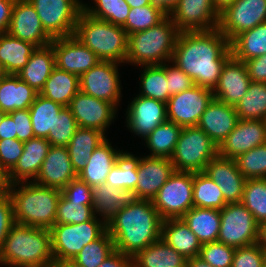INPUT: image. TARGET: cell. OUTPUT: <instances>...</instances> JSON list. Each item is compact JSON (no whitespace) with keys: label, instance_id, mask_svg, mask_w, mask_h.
Listing matches in <instances>:
<instances>
[{"label":"cell","instance_id":"cell-1","mask_svg":"<svg viewBox=\"0 0 266 267\" xmlns=\"http://www.w3.org/2000/svg\"><path fill=\"white\" fill-rule=\"evenodd\" d=\"M232 56L229 40L214 29L179 32L171 62L203 88L214 91L226 61Z\"/></svg>","mask_w":266,"mask_h":267},{"label":"cell","instance_id":"cell-2","mask_svg":"<svg viewBox=\"0 0 266 267\" xmlns=\"http://www.w3.org/2000/svg\"><path fill=\"white\" fill-rule=\"evenodd\" d=\"M162 222L152 200L139 199L122 207L106 226L115 250L134 257L161 238Z\"/></svg>","mask_w":266,"mask_h":267},{"label":"cell","instance_id":"cell-3","mask_svg":"<svg viewBox=\"0 0 266 267\" xmlns=\"http://www.w3.org/2000/svg\"><path fill=\"white\" fill-rule=\"evenodd\" d=\"M54 263L49 229L15 223L0 251V264L9 267H51Z\"/></svg>","mask_w":266,"mask_h":267},{"label":"cell","instance_id":"cell-4","mask_svg":"<svg viewBox=\"0 0 266 267\" xmlns=\"http://www.w3.org/2000/svg\"><path fill=\"white\" fill-rule=\"evenodd\" d=\"M8 192L15 223L49 230L53 227L61 190L28 181L9 184Z\"/></svg>","mask_w":266,"mask_h":267},{"label":"cell","instance_id":"cell-5","mask_svg":"<svg viewBox=\"0 0 266 267\" xmlns=\"http://www.w3.org/2000/svg\"><path fill=\"white\" fill-rule=\"evenodd\" d=\"M179 32L166 16L157 25L128 35L126 63L141 67L170 62Z\"/></svg>","mask_w":266,"mask_h":267},{"label":"cell","instance_id":"cell-6","mask_svg":"<svg viewBox=\"0 0 266 267\" xmlns=\"http://www.w3.org/2000/svg\"><path fill=\"white\" fill-rule=\"evenodd\" d=\"M74 36L101 61L126 64L128 35L123 27L94 18L82 10Z\"/></svg>","mask_w":266,"mask_h":267},{"label":"cell","instance_id":"cell-7","mask_svg":"<svg viewBox=\"0 0 266 267\" xmlns=\"http://www.w3.org/2000/svg\"><path fill=\"white\" fill-rule=\"evenodd\" d=\"M218 146L198 126L182 127L170 160L175 171L204 172Z\"/></svg>","mask_w":266,"mask_h":267},{"label":"cell","instance_id":"cell-8","mask_svg":"<svg viewBox=\"0 0 266 267\" xmlns=\"http://www.w3.org/2000/svg\"><path fill=\"white\" fill-rule=\"evenodd\" d=\"M98 217L79 224H54L50 229L54 261L73 259L82 248L98 239L106 223Z\"/></svg>","mask_w":266,"mask_h":267},{"label":"cell","instance_id":"cell-9","mask_svg":"<svg viewBox=\"0 0 266 267\" xmlns=\"http://www.w3.org/2000/svg\"><path fill=\"white\" fill-rule=\"evenodd\" d=\"M193 172L175 171L152 199L163 220L179 219L193 207Z\"/></svg>","mask_w":266,"mask_h":267},{"label":"cell","instance_id":"cell-10","mask_svg":"<svg viewBox=\"0 0 266 267\" xmlns=\"http://www.w3.org/2000/svg\"><path fill=\"white\" fill-rule=\"evenodd\" d=\"M220 230L217 241L235 248L258 243L259 224L241 203H228L220 210Z\"/></svg>","mask_w":266,"mask_h":267},{"label":"cell","instance_id":"cell-11","mask_svg":"<svg viewBox=\"0 0 266 267\" xmlns=\"http://www.w3.org/2000/svg\"><path fill=\"white\" fill-rule=\"evenodd\" d=\"M35 8L41 24L52 38L73 36L83 10L80 0H28Z\"/></svg>","mask_w":266,"mask_h":267},{"label":"cell","instance_id":"cell-12","mask_svg":"<svg viewBox=\"0 0 266 267\" xmlns=\"http://www.w3.org/2000/svg\"><path fill=\"white\" fill-rule=\"evenodd\" d=\"M213 98L212 90L199 85L171 96L166 102L168 121L181 127L197 126Z\"/></svg>","mask_w":266,"mask_h":267},{"label":"cell","instance_id":"cell-13","mask_svg":"<svg viewBox=\"0 0 266 267\" xmlns=\"http://www.w3.org/2000/svg\"><path fill=\"white\" fill-rule=\"evenodd\" d=\"M120 63L100 61L79 77L80 91L112 103L116 108L121 101Z\"/></svg>","mask_w":266,"mask_h":267},{"label":"cell","instance_id":"cell-14","mask_svg":"<svg viewBox=\"0 0 266 267\" xmlns=\"http://www.w3.org/2000/svg\"><path fill=\"white\" fill-rule=\"evenodd\" d=\"M266 22V0H236L220 13L218 29L231 42L237 35Z\"/></svg>","mask_w":266,"mask_h":267},{"label":"cell","instance_id":"cell-15","mask_svg":"<svg viewBox=\"0 0 266 267\" xmlns=\"http://www.w3.org/2000/svg\"><path fill=\"white\" fill-rule=\"evenodd\" d=\"M68 108L75 117L78 127L97 129L105 135L118 110L112 103L81 91L71 99Z\"/></svg>","mask_w":266,"mask_h":267},{"label":"cell","instance_id":"cell-16","mask_svg":"<svg viewBox=\"0 0 266 267\" xmlns=\"http://www.w3.org/2000/svg\"><path fill=\"white\" fill-rule=\"evenodd\" d=\"M170 17L180 32L218 28L220 14L213 0H180Z\"/></svg>","mask_w":266,"mask_h":267},{"label":"cell","instance_id":"cell-17","mask_svg":"<svg viewBox=\"0 0 266 267\" xmlns=\"http://www.w3.org/2000/svg\"><path fill=\"white\" fill-rule=\"evenodd\" d=\"M125 115L127 128L142 139L168 121L165 102L140 95L129 103Z\"/></svg>","mask_w":266,"mask_h":267},{"label":"cell","instance_id":"cell-18","mask_svg":"<svg viewBox=\"0 0 266 267\" xmlns=\"http://www.w3.org/2000/svg\"><path fill=\"white\" fill-rule=\"evenodd\" d=\"M51 45L55 52V65L58 69L80 77L101 60L75 36L53 38Z\"/></svg>","mask_w":266,"mask_h":267},{"label":"cell","instance_id":"cell-19","mask_svg":"<svg viewBox=\"0 0 266 267\" xmlns=\"http://www.w3.org/2000/svg\"><path fill=\"white\" fill-rule=\"evenodd\" d=\"M7 33L36 47L51 44L53 38L45 31L34 6L28 0H16Z\"/></svg>","mask_w":266,"mask_h":267},{"label":"cell","instance_id":"cell-20","mask_svg":"<svg viewBox=\"0 0 266 267\" xmlns=\"http://www.w3.org/2000/svg\"><path fill=\"white\" fill-rule=\"evenodd\" d=\"M266 143V120H238L236 127L218 147V155L235 159Z\"/></svg>","mask_w":266,"mask_h":267},{"label":"cell","instance_id":"cell-21","mask_svg":"<svg viewBox=\"0 0 266 267\" xmlns=\"http://www.w3.org/2000/svg\"><path fill=\"white\" fill-rule=\"evenodd\" d=\"M204 173L218 185L226 204L241 202L247 179L238 170L234 159L217 155L209 161Z\"/></svg>","mask_w":266,"mask_h":267},{"label":"cell","instance_id":"cell-22","mask_svg":"<svg viewBox=\"0 0 266 267\" xmlns=\"http://www.w3.org/2000/svg\"><path fill=\"white\" fill-rule=\"evenodd\" d=\"M174 172L173 164L168 158L140 157L135 187L138 198L152 200Z\"/></svg>","mask_w":266,"mask_h":267},{"label":"cell","instance_id":"cell-23","mask_svg":"<svg viewBox=\"0 0 266 267\" xmlns=\"http://www.w3.org/2000/svg\"><path fill=\"white\" fill-rule=\"evenodd\" d=\"M77 173L72 167L66 146H50L35 183L62 190Z\"/></svg>","mask_w":266,"mask_h":267},{"label":"cell","instance_id":"cell-24","mask_svg":"<svg viewBox=\"0 0 266 267\" xmlns=\"http://www.w3.org/2000/svg\"><path fill=\"white\" fill-rule=\"evenodd\" d=\"M250 83L245 63L231 56L223 66L218 85L213 91L214 98L236 106L246 94Z\"/></svg>","mask_w":266,"mask_h":267},{"label":"cell","instance_id":"cell-25","mask_svg":"<svg viewBox=\"0 0 266 267\" xmlns=\"http://www.w3.org/2000/svg\"><path fill=\"white\" fill-rule=\"evenodd\" d=\"M238 120L235 106L213 98L203 112L197 126L219 147L236 127Z\"/></svg>","mask_w":266,"mask_h":267},{"label":"cell","instance_id":"cell-26","mask_svg":"<svg viewBox=\"0 0 266 267\" xmlns=\"http://www.w3.org/2000/svg\"><path fill=\"white\" fill-rule=\"evenodd\" d=\"M50 146V142L46 138L35 137L25 141L21 157L7 174L9 184L28 182V180L34 182Z\"/></svg>","mask_w":266,"mask_h":267},{"label":"cell","instance_id":"cell-27","mask_svg":"<svg viewBox=\"0 0 266 267\" xmlns=\"http://www.w3.org/2000/svg\"><path fill=\"white\" fill-rule=\"evenodd\" d=\"M92 197L94 216H102V220L106 224L122 207L134 204L139 200L134 189L113 188L106 182L92 188Z\"/></svg>","mask_w":266,"mask_h":267},{"label":"cell","instance_id":"cell-28","mask_svg":"<svg viewBox=\"0 0 266 267\" xmlns=\"http://www.w3.org/2000/svg\"><path fill=\"white\" fill-rule=\"evenodd\" d=\"M120 150L113 148L106 138L93 151L87 160L86 166L77 174V177L92 188L106 181L107 175L115 165Z\"/></svg>","mask_w":266,"mask_h":267},{"label":"cell","instance_id":"cell-29","mask_svg":"<svg viewBox=\"0 0 266 267\" xmlns=\"http://www.w3.org/2000/svg\"><path fill=\"white\" fill-rule=\"evenodd\" d=\"M55 67V52L52 45L49 44L37 47L33 51L28 63L18 73V76L37 93H40Z\"/></svg>","mask_w":266,"mask_h":267},{"label":"cell","instance_id":"cell-30","mask_svg":"<svg viewBox=\"0 0 266 267\" xmlns=\"http://www.w3.org/2000/svg\"><path fill=\"white\" fill-rule=\"evenodd\" d=\"M37 94L18 75L7 74L0 80V110L8 114L15 110L29 109Z\"/></svg>","mask_w":266,"mask_h":267},{"label":"cell","instance_id":"cell-31","mask_svg":"<svg viewBox=\"0 0 266 267\" xmlns=\"http://www.w3.org/2000/svg\"><path fill=\"white\" fill-rule=\"evenodd\" d=\"M161 239L186 259L199 256L202 244L181 218L163 220Z\"/></svg>","mask_w":266,"mask_h":267},{"label":"cell","instance_id":"cell-32","mask_svg":"<svg viewBox=\"0 0 266 267\" xmlns=\"http://www.w3.org/2000/svg\"><path fill=\"white\" fill-rule=\"evenodd\" d=\"M181 219L201 244L217 241L221 224L220 210L192 207Z\"/></svg>","mask_w":266,"mask_h":267},{"label":"cell","instance_id":"cell-33","mask_svg":"<svg viewBox=\"0 0 266 267\" xmlns=\"http://www.w3.org/2000/svg\"><path fill=\"white\" fill-rule=\"evenodd\" d=\"M36 48L32 43L13 37L7 32L0 33V64L7 74L18 75Z\"/></svg>","mask_w":266,"mask_h":267},{"label":"cell","instance_id":"cell-34","mask_svg":"<svg viewBox=\"0 0 266 267\" xmlns=\"http://www.w3.org/2000/svg\"><path fill=\"white\" fill-rule=\"evenodd\" d=\"M106 139V135L93 128L78 127L66 146L74 171L78 174L91 157L98 145Z\"/></svg>","mask_w":266,"mask_h":267},{"label":"cell","instance_id":"cell-35","mask_svg":"<svg viewBox=\"0 0 266 267\" xmlns=\"http://www.w3.org/2000/svg\"><path fill=\"white\" fill-rule=\"evenodd\" d=\"M134 267H186L187 259L163 239L150 244L134 257Z\"/></svg>","mask_w":266,"mask_h":267},{"label":"cell","instance_id":"cell-36","mask_svg":"<svg viewBox=\"0 0 266 267\" xmlns=\"http://www.w3.org/2000/svg\"><path fill=\"white\" fill-rule=\"evenodd\" d=\"M79 84L77 75L55 67L39 94L68 107L71 99L80 91Z\"/></svg>","mask_w":266,"mask_h":267},{"label":"cell","instance_id":"cell-37","mask_svg":"<svg viewBox=\"0 0 266 267\" xmlns=\"http://www.w3.org/2000/svg\"><path fill=\"white\" fill-rule=\"evenodd\" d=\"M230 49L232 56L243 62L266 54V22L237 35Z\"/></svg>","mask_w":266,"mask_h":267},{"label":"cell","instance_id":"cell-38","mask_svg":"<svg viewBox=\"0 0 266 267\" xmlns=\"http://www.w3.org/2000/svg\"><path fill=\"white\" fill-rule=\"evenodd\" d=\"M62 108V105L37 94L34 103L29 107L35 137H48L49 131H53L56 116H59Z\"/></svg>","mask_w":266,"mask_h":267},{"label":"cell","instance_id":"cell-39","mask_svg":"<svg viewBox=\"0 0 266 267\" xmlns=\"http://www.w3.org/2000/svg\"><path fill=\"white\" fill-rule=\"evenodd\" d=\"M182 127L173 122L166 121L158 125L147 137L144 138L146 147L150 150L151 157L170 159L173 155Z\"/></svg>","mask_w":266,"mask_h":267},{"label":"cell","instance_id":"cell-40","mask_svg":"<svg viewBox=\"0 0 266 267\" xmlns=\"http://www.w3.org/2000/svg\"><path fill=\"white\" fill-rule=\"evenodd\" d=\"M140 157L122 150L116 157L115 165L107 175L106 183L113 188L134 189L138 181Z\"/></svg>","mask_w":266,"mask_h":267},{"label":"cell","instance_id":"cell-41","mask_svg":"<svg viewBox=\"0 0 266 267\" xmlns=\"http://www.w3.org/2000/svg\"><path fill=\"white\" fill-rule=\"evenodd\" d=\"M235 109L241 120H266V83L251 81Z\"/></svg>","mask_w":266,"mask_h":267},{"label":"cell","instance_id":"cell-42","mask_svg":"<svg viewBox=\"0 0 266 267\" xmlns=\"http://www.w3.org/2000/svg\"><path fill=\"white\" fill-rule=\"evenodd\" d=\"M193 207L221 210L225 205L222 191L204 172H193Z\"/></svg>","mask_w":266,"mask_h":267},{"label":"cell","instance_id":"cell-43","mask_svg":"<svg viewBox=\"0 0 266 267\" xmlns=\"http://www.w3.org/2000/svg\"><path fill=\"white\" fill-rule=\"evenodd\" d=\"M140 77V93L138 95L167 102L170 98L167 90L165 63L161 65H147Z\"/></svg>","mask_w":266,"mask_h":267},{"label":"cell","instance_id":"cell-44","mask_svg":"<svg viewBox=\"0 0 266 267\" xmlns=\"http://www.w3.org/2000/svg\"><path fill=\"white\" fill-rule=\"evenodd\" d=\"M95 6L83 4V10L90 16L123 26L128 17L130 6L125 0H93Z\"/></svg>","mask_w":266,"mask_h":267},{"label":"cell","instance_id":"cell-45","mask_svg":"<svg viewBox=\"0 0 266 267\" xmlns=\"http://www.w3.org/2000/svg\"><path fill=\"white\" fill-rule=\"evenodd\" d=\"M114 251V241L106 230L98 239L85 245L73 260L83 267H98Z\"/></svg>","mask_w":266,"mask_h":267},{"label":"cell","instance_id":"cell-46","mask_svg":"<svg viewBox=\"0 0 266 267\" xmlns=\"http://www.w3.org/2000/svg\"><path fill=\"white\" fill-rule=\"evenodd\" d=\"M241 203L260 225L266 221V178L247 179Z\"/></svg>","mask_w":266,"mask_h":267},{"label":"cell","instance_id":"cell-47","mask_svg":"<svg viewBox=\"0 0 266 267\" xmlns=\"http://www.w3.org/2000/svg\"><path fill=\"white\" fill-rule=\"evenodd\" d=\"M234 160L246 179L266 178V143L238 155Z\"/></svg>","mask_w":266,"mask_h":267},{"label":"cell","instance_id":"cell-48","mask_svg":"<svg viewBox=\"0 0 266 267\" xmlns=\"http://www.w3.org/2000/svg\"><path fill=\"white\" fill-rule=\"evenodd\" d=\"M166 15L151 4L140 8H130L125 24L127 35L149 29L161 22Z\"/></svg>","mask_w":266,"mask_h":267},{"label":"cell","instance_id":"cell-49","mask_svg":"<svg viewBox=\"0 0 266 267\" xmlns=\"http://www.w3.org/2000/svg\"><path fill=\"white\" fill-rule=\"evenodd\" d=\"M93 205L70 202L62 195L59 198L55 224H79L93 219Z\"/></svg>","mask_w":266,"mask_h":267},{"label":"cell","instance_id":"cell-50","mask_svg":"<svg viewBox=\"0 0 266 267\" xmlns=\"http://www.w3.org/2000/svg\"><path fill=\"white\" fill-rule=\"evenodd\" d=\"M78 128L75 117L68 107H63L56 116L53 131L46 138L51 146H67Z\"/></svg>","mask_w":266,"mask_h":267},{"label":"cell","instance_id":"cell-51","mask_svg":"<svg viewBox=\"0 0 266 267\" xmlns=\"http://www.w3.org/2000/svg\"><path fill=\"white\" fill-rule=\"evenodd\" d=\"M235 249L233 246L213 241L201 245L199 257L212 267H231Z\"/></svg>","mask_w":266,"mask_h":267},{"label":"cell","instance_id":"cell-52","mask_svg":"<svg viewBox=\"0 0 266 267\" xmlns=\"http://www.w3.org/2000/svg\"><path fill=\"white\" fill-rule=\"evenodd\" d=\"M266 252L258 243L235 249L231 267H261L265 262Z\"/></svg>","mask_w":266,"mask_h":267},{"label":"cell","instance_id":"cell-53","mask_svg":"<svg viewBox=\"0 0 266 267\" xmlns=\"http://www.w3.org/2000/svg\"><path fill=\"white\" fill-rule=\"evenodd\" d=\"M24 142L15 139H0V166L8 174L17 164L23 152Z\"/></svg>","mask_w":266,"mask_h":267},{"label":"cell","instance_id":"cell-54","mask_svg":"<svg viewBox=\"0 0 266 267\" xmlns=\"http://www.w3.org/2000/svg\"><path fill=\"white\" fill-rule=\"evenodd\" d=\"M165 74L168 83L167 90L170 97L190 89L194 85L192 79L174 63L172 64L171 61L168 64L165 63Z\"/></svg>","mask_w":266,"mask_h":267},{"label":"cell","instance_id":"cell-55","mask_svg":"<svg viewBox=\"0 0 266 267\" xmlns=\"http://www.w3.org/2000/svg\"><path fill=\"white\" fill-rule=\"evenodd\" d=\"M61 195L70 202L92 205V187L78 177L61 190Z\"/></svg>","mask_w":266,"mask_h":267},{"label":"cell","instance_id":"cell-56","mask_svg":"<svg viewBox=\"0 0 266 267\" xmlns=\"http://www.w3.org/2000/svg\"><path fill=\"white\" fill-rule=\"evenodd\" d=\"M15 224L14 206L9 192L0 194V251L10 229Z\"/></svg>","mask_w":266,"mask_h":267},{"label":"cell","instance_id":"cell-57","mask_svg":"<svg viewBox=\"0 0 266 267\" xmlns=\"http://www.w3.org/2000/svg\"><path fill=\"white\" fill-rule=\"evenodd\" d=\"M9 114L12 116L14 121L15 132L17 133L18 140L25 142L29 139L35 138L29 109L15 110Z\"/></svg>","mask_w":266,"mask_h":267},{"label":"cell","instance_id":"cell-58","mask_svg":"<svg viewBox=\"0 0 266 267\" xmlns=\"http://www.w3.org/2000/svg\"><path fill=\"white\" fill-rule=\"evenodd\" d=\"M251 81L266 83V54L244 62Z\"/></svg>","mask_w":266,"mask_h":267},{"label":"cell","instance_id":"cell-59","mask_svg":"<svg viewBox=\"0 0 266 267\" xmlns=\"http://www.w3.org/2000/svg\"><path fill=\"white\" fill-rule=\"evenodd\" d=\"M98 267H134L133 257L115 250Z\"/></svg>","mask_w":266,"mask_h":267},{"label":"cell","instance_id":"cell-60","mask_svg":"<svg viewBox=\"0 0 266 267\" xmlns=\"http://www.w3.org/2000/svg\"><path fill=\"white\" fill-rule=\"evenodd\" d=\"M16 0H0V33L7 32Z\"/></svg>","mask_w":266,"mask_h":267},{"label":"cell","instance_id":"cell-61","mask_svg":"<svg viewBox=\"0 0 266 267\" xmlns=\"http://www.w3.org/2000/svg\"><path fill=\"white\" fill-rule=\"evenodd\" d=\"M15 139L17 133L15 132L14 121L12 116L8 113L5 114L3 121L0 124V139Z\"/></svg>","mask_w":266,"mask_h":267},{"label":"cell","instance_id":"cell-62","mask_svg":"<svg viewBox=\"0 0 266 267\" xmlns=\"http://www.w3.org/2000/svg\"><path fill=\"white\" fill-rule=\"evenodd\" d=\"M180 0H151V5L170 16Z\"/></svg>","mask_w":266,"mask_h":267},{"label":"cell","instance_id":"cell-63","mask_svg":"<svg viewBox=\"0 0 266 267\" xmlns=\"http://www.w3.org/2000/svg\"><path fill=\"white\" fill-rule=\"evenodd\" d=\"M258 244L266 252V221L259 225Z\"/></svg>","mask_w":266,"mask_h":267},{"label":"cell","instance_id":"cell-64","mask_svg":"<svg viewBox=\"0 0 266 267\" xmlns=\"http://www.w3.org/2000/svg\"><path fill=\"white\" fill-rule=\"evenodd\" d=\"M186 267H212L199 256L187 259Z\"/></svg>","mask_w":266,"mask_h":267},{"label":"cell","instance_id":"cell-65","mask_svg":"<svg viewBox=\"0 0 266 267\" xmlns=\"http://www.w3.org/2000/svg\"><path fill=\"white\" fill-rule=\"evenodd\" d=\"M236 0H213L214 7L216 11L220 14L227 7L232 5Z\"/></svg>","mask_w":266,"mask_h":267},{"label":"cell","instance_id":"cell-66","mask_svg":"<svg viewBox=\"0 0 266 267\" xmlns=\"http://www.w3.org/2000/svg\"><path fill=\"white\" fill-rule=\"evenodd\" d=\"M9 189V182L7 173L0 166V194L7 192Z\"/></svg>","mask_w":266,"mask_h":267},{"label":"cell","instance_id":"cell-67","mask_svg":"<svg viewBox=\"0 0 266 267\" xmlns=\"http://www.w3.org/2000/svg\"><path fill=\"white\" fill-rule=\"evenodd\" d=\"M51 267H83L73 259H66L61 261H54Z\"/></svg>","mask_w":266,"mask_h":267},{"label":"cell","instance_id":"cell-68","mask_svg":"<svg viewBox=\"0 0 266 267\" xmlns=\"http://www.w3.org/2000/svg\"><path fill=\"white\" fill-rule=\"evenodd\" d=\"M130 8H140L151 4V0H125Z\"/></svg>","mask_w":266,"mask_h":267},{"label":"cell","instance_id":"cell-69","mask_svg":"<svg viewBox=\"0 0 266 267\" xmlns=\"http://www.w3.org/2000/svg\"><path fill=\"white\" fill-rule=\"evenodd\" d=\"M7 73L5 72L3 66L0 64V80L3 79Z\"/></svg>","mask_w":266,"mask_h":267},{"label":"cell","instance_id":"cell-70","mask_svg":"<svg viewBox=\"0 0 266 267\" xmlns=\"http://www.w3.org/2000/svg\"><path fill=\"white\" fill-rule=\"evenodd\" d=\"M5 114H6L5 112L0 110V124L3 121V118H4Z\"/></svg>","mask_w":266,"mask_h":267},{"label":"cell","instance_id":"cell-71","mask_svg":"<svg viewBox=\"0 0 266 267\" xmlns=\"http://www.w3.org/2000/svg\"><path fill=\"white\" fill-rule=\"evenodd\" d=\"M261 267H266V262H264V263L261 265Z\"/></svg>","mask_w":266,"mask_h":267}]
</instances>
